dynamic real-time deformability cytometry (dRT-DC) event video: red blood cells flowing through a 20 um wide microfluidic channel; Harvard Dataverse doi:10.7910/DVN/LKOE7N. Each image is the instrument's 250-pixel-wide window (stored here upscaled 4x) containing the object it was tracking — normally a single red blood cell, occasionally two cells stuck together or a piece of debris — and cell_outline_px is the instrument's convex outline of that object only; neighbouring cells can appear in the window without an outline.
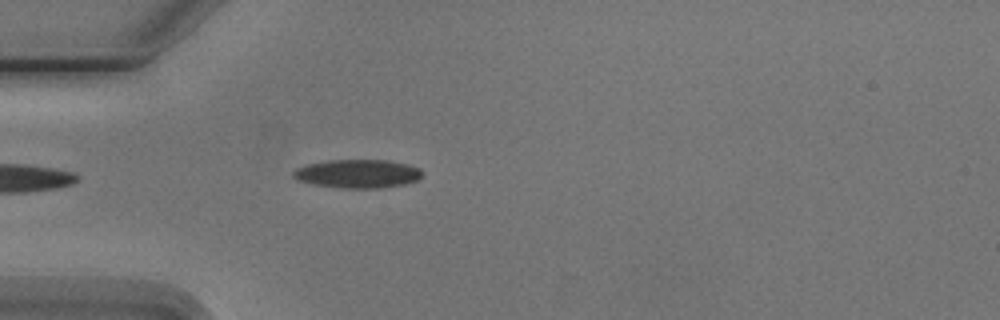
{"species": "Egyptian fruit bat (a non-hibernating species)", "species_latin": "Rousettus aegyptiacus", "temperature_condition": "cold", "stored_images_in_passage": 3, "camera_frame_rate_fps": 3000, "um_per_image_px": 0.085, "animal": {"sex": "male"}, "frame": {"image": 1, "passage_image": 3, "time_ms": 2.333, "image_size_px": [1000, 320], "cell_outline_px": [[420, 180], [404, 184], [380, 188], [344, 188], [316, 184], [300, 180], [292, 176], [292, 172], [296, 168], [308, 164], [328, 160], [388, 160], [408, 164], [420, 168]], "centroid_in_image_um": [30.43, 14.76], "position_along_channel_um": 54.6, "area_um2": 21.27}}